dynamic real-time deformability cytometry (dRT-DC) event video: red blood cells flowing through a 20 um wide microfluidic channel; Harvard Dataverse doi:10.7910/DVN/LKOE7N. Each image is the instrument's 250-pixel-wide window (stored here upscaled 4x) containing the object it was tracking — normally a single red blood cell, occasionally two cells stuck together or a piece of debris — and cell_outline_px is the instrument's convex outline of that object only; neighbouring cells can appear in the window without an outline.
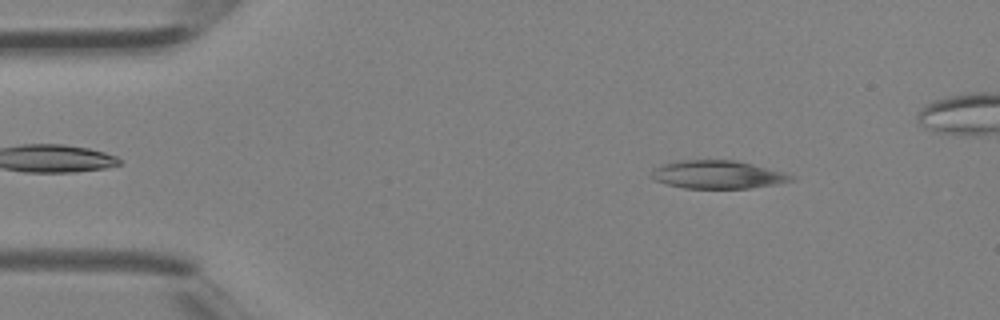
{"species": "Egyptian fruit bat (a non-hibernating species)", "species_latin": "Rousettus aegyptiacus", "temperature_condition": "room temperature", "stored_images_in_passage": 3, "camera_frame_rate_fps": 3000, "um_per_image_px": 0.085, "animal": {"sex": "female"}, "frame": {"image": 1, "passage_image": 1, "time_ms": 0.0, "image_size_px": [1000, 320], "cell_outline_px": [[796, 180], [776, 184], [748, 188], [684, 188], [668, 184], [656, 180], [652, 176], [652, 168], [676, 160], [736, 160], [784, 172], [796, 176]], "centroid_in_image_um": [61.04, 14.83], "position_along_channel_um": 24.0, "area_um2": 22.83}}